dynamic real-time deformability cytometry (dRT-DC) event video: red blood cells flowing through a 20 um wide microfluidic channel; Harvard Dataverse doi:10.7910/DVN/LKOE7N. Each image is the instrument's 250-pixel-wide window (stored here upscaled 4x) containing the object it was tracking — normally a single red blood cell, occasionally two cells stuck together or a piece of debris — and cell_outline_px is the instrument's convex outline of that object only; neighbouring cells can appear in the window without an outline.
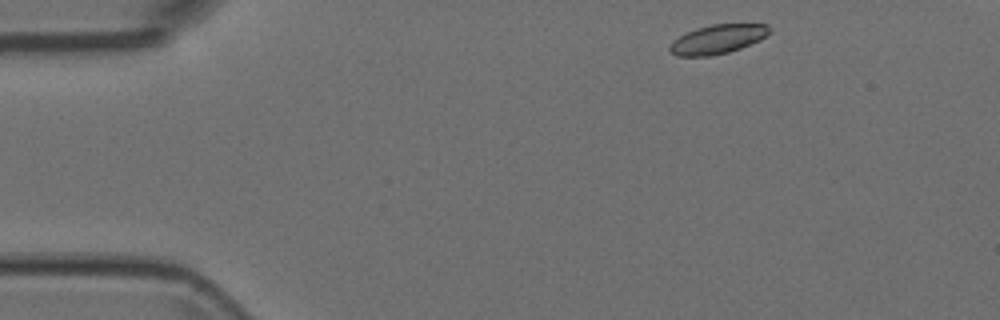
{"species": "Egyptian fruit bat (a non-hibernating species)", "species_latin": "Rousettus aegyptiacus", "temperature_condition": "room temperature", "stored_images_in_passage": 4, "camera_frame_rate_fps": 3000, "um_per_image_px": 0.085, "animal": {"sex": "female"}, "frame": {"image": 1, "passage_image": 1, "time_ms": 0.0, "image_size_px": [1000, 320], "cell_outline_px": [[772, 28], [760, 40], [740, 48], [728, 52], [712, 56], [676, 56], [668, 48], [672, 40], [696, 28], [712, 24], [768, 24]], "centroid_in_image_um": [60.98, 3.33], "position_along_channel_um": 24.0, "area_um2": 16.82}}